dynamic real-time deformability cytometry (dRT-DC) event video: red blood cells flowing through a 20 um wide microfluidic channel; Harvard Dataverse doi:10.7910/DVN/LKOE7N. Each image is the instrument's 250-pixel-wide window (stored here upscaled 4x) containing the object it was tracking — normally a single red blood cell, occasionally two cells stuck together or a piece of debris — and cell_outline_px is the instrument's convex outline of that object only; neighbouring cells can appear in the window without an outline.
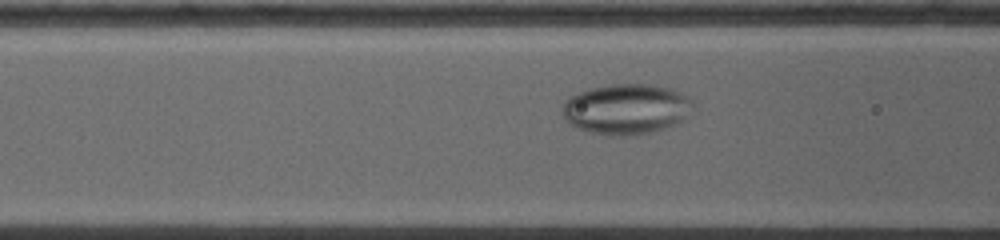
{"species": "common noctule bat (a hibernating species)", "species_latin": "Nyctalus noctula", "temperature_condition": "warm", "stored_images_in_passage": 12, "camera_frame_rate_fps": 5000, "um_per_image_px": 0.085, "animal": {"sex": "female", "body_mass_g": 19.0, "forearm_length_mm": 53.3}, "frame": {"image": 1, "passage_image": 7, "time_ms": 1.2, "image_size_px": [1000, 240], "cell_outline_px": [[692, 104], [684, 116], [676, 124], [664, 128], [648, 132], [612, 136], [588, 132], [568, 124], [564, 120], [564, 100], [588, 88], [612, 84], [652, 84], [672, 88], [688, 96], [692, 100]], "centroid_in_image_um": [53.19, 9.25], "position_along_channel_um": 113.4, "area_um2": 37.97}}